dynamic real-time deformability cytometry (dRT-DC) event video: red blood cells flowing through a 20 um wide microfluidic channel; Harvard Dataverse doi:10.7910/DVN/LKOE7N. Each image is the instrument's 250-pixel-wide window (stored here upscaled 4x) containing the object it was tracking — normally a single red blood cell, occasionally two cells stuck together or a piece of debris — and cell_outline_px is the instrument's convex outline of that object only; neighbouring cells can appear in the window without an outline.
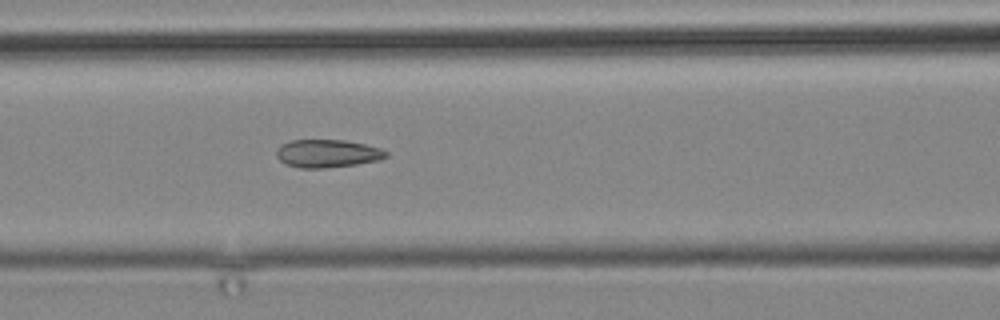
{"species": "common noctule bat (a hibernating species)", "species_latin": "Nyctalus noctula", "temperature_condition": "cold", "stored_images_in_passage": 12, "camera_frame_rate_fps": 3000, "um_per_image_px": 0.085, "animal": {"sex": "male", "body_mass_g": 19.2, "forearm_length_mm": 51.8}, "frame": {"image": 1, "passage_image": 12, "time_ms": 14.333, "image_size_px": [1000, 320], "cell_outline_px": [[388, 156], [380, 160], [356, 164], [324, 168], [300, 168], [284, 164], [276, 156], [276, 148], [280, 144], [292, 140], [344, 140], [364, 144], [380, 148], [388, 152]], "centroid_in_image_um": [27.8, 13.05], "position_along_channel_um": 138.8, "area_um2": 17.98}}